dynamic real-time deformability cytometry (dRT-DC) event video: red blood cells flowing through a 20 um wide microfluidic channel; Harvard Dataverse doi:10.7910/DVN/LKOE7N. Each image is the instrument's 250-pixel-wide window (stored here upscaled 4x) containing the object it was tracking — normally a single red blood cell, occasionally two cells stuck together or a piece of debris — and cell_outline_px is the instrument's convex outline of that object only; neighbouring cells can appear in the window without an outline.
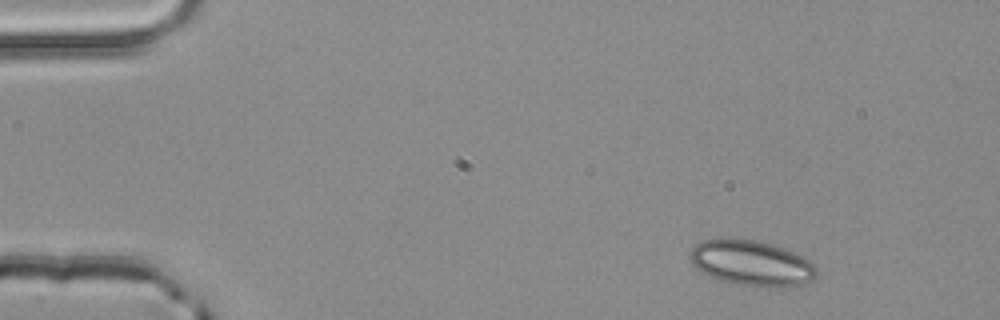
{"species": "common noctule bat (a hibernating species)", "species_latin": "Nyctalus noctula", "temperature_condition": "room temperature", "stored_images_in_passage": 3, "camera_frame_rate_fps": 3000, "um_per_image_px": 0.085, "animal": {"sex": "male", "body_mass_g": 20.4}, "frame": {"image": 1, "passage_image": 1, "time_ms": 0.0, "image_size_px": [1000, 320], "cell_outline_px": [[816, 276], [812, 280], [804, 284], [768, 288], [740, 284], [720, 280], [700, 272], [692, 264], [688, 256], [692, 248], [696, 244], [704, 240], [756, 240], [772, 244], [784, 248], [804, 256], [816, 268]], "centroid_in_image_um": [63.89, 22.38], "position_along_channel_um": 21.1, "area_um2": 33.23}}